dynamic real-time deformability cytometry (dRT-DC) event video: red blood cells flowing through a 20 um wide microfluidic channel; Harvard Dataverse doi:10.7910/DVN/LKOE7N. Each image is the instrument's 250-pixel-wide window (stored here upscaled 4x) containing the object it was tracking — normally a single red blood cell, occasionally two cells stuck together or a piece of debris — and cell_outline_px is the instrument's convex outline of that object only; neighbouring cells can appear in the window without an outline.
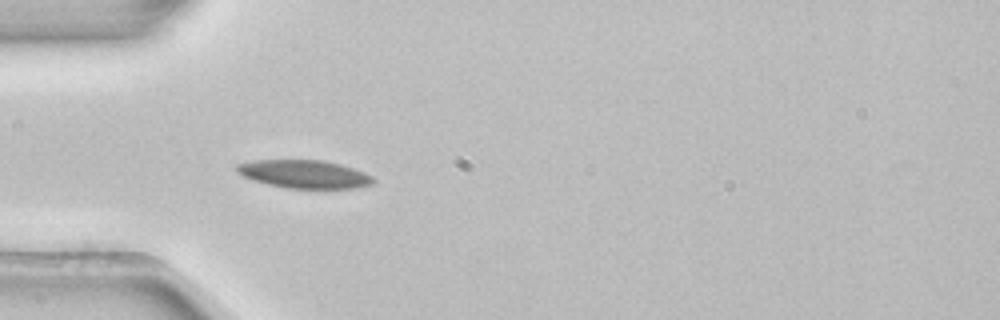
{"species": "common noctule bat (a hibernating species)", "species_latin": "Nyctalus noctula", "temperature_condition": "room temperature", "stored_images_in_passage": 1, "camera_frame_rate_fps": 3000, "um_per_image_px": 0.085, "animal": {"sex": "female", "body_mass_g": 22.7, "forearm_length_mm": 54.2}, "frame": {"image": 1, "passage_image": 1, "time_ms": 0.0, "image_size_px": [1000, 320], "cell_outline_px": [[376, 180], [372, 184], [356, 188], [284, 188], [268, 184], [244, 176], [236, 172], [236, 164], [252, 160], [324, 160], [340, 164], [364, 172], [372, 176]], "centroid_in_image_um": [25.87, 14.79], "position_along_channel_um": 59.1, "area_um2": 22.31}}